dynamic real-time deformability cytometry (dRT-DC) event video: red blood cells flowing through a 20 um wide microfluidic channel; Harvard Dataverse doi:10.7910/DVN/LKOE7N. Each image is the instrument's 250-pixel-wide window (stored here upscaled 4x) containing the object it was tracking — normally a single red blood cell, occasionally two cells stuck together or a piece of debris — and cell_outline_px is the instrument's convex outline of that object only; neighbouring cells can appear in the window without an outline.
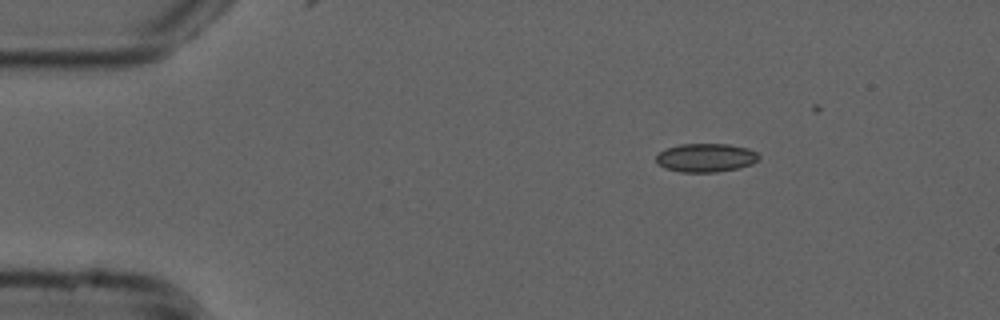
{"species": "common noctule bat (a hibernating species)", "species_latin": "Nyctalus noctula", "temperature_condition": "cold", "stored_images_in_passage": 13, "camera_frame_rate_fps": 3000, "um_per_image_px": 0.085, "animal": {"sex": "male", "forearm_length_mm": 52.5}, "frame": {"image": 1, "passage_image": 1, "time_ms": 0.0, "image_size_px": [1000, 320], "cell_outline_px": [[760, 156], [752, 164], [740, 168], [716, 172], [680, 172], [664, 168], [656, 164], [656, 156], [660, 152], [668, 148], [680, 144], [728, 144], [748, 148], [756, 152]], "centroid_in_image_um": [59.98, 13.41], "position_along_channel_um": 25.0, "area_um2": 17.17}}
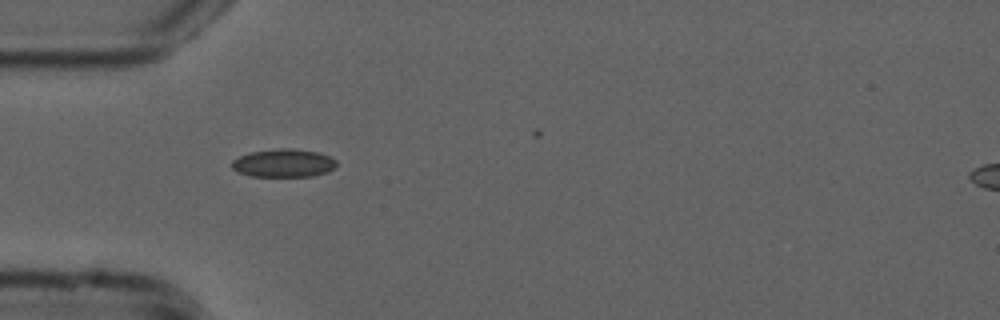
{"frame": {"image": 2, "passage_image": 9, "time_ms": 2.667, "image_size_px": [1000, 320], "cell_outline_px": [[336, 168], [328, 172], [312, 176], [248, 176], [236, 172], [232, 168], [232, 160], [248, 152], [280, 148], [292, 148], [320, 152], [336, 160]], "centroid_in_image_um": [24.1, 13.86], "position_along_channel_um": 60.9, "area_um2": 17.4}}
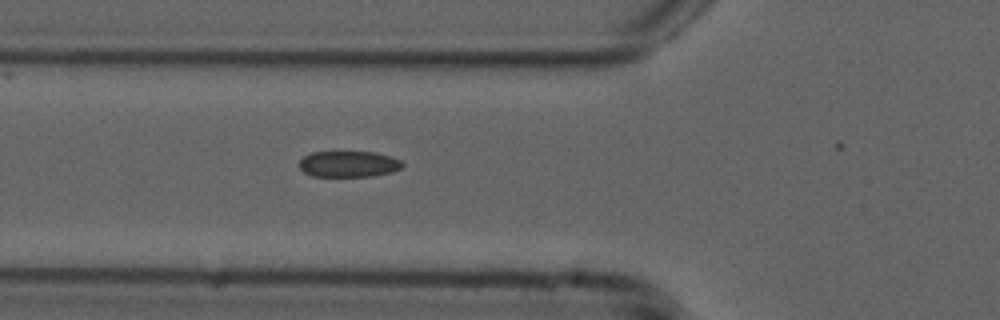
{"frame": {"image": 3, "passage_image": 12, "time_ms": 3.667, "image_size_px": [1000, 320], "cell_outline_px": [[404, 164], [400, 168], [392, 172], [372, 176], [312, 176], [304, 172], [300, 168], [300, 160], [304, 156], [312, 152], [376, 152], [392, 156], [400, 160]], "centroid_in_image_um": [29.65, 13.94], "position_along_channel_um": 96.1, "area_um2": 15.66}}